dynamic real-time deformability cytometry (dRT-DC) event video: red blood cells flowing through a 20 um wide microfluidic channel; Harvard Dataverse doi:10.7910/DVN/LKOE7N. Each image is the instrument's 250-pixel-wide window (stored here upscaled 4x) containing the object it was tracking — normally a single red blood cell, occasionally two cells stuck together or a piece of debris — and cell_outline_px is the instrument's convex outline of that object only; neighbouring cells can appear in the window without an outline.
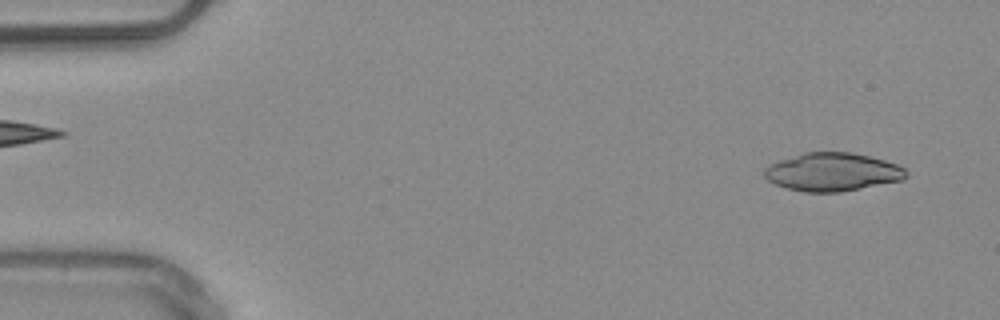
{"species": "common noctule bat (a hibernating species)", "species_latin": "Nyctalus noctula", "temperature_condition": "warm", "stored_images_in_passage": 49, "camera_frame_rate_fps": 3000, "um_per_image_px": 0.085, "animal": {"sex": "male", "body_mass_g": 20.4}, "frame": {"image": 1, "passage_image": 3, "time_ms": 0.667, "image_size_px": [1000, 320], "cell_outline_px": [[908, 176], [904, 180], [840, 192], [804, 192], [788, 188], [776, 184], [768, 180], [764, 176], [764, 168], [768, 164], [804, 152], [852, 152], [884, 160], [896, 164], [904, 168], [908, 172]], "centroid_in_image_um": [70.77, 14.62], "position_along_channel_um": 14.2, "area_um2": 31.62}}